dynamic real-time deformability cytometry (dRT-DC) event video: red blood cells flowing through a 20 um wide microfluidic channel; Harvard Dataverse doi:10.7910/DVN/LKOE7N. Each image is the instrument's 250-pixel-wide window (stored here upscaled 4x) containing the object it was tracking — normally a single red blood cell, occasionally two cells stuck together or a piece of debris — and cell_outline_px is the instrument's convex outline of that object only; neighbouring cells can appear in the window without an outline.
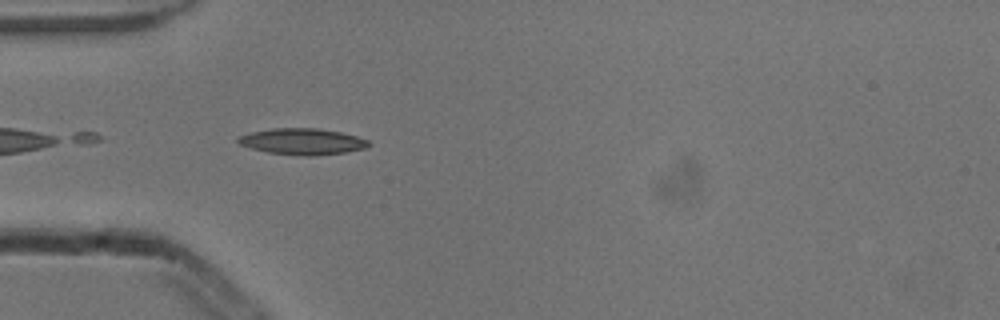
{"species": "common noctule bat (a hibernating species)", "species_latin": "Nyctalus noctula", "temperature_condition": "cold", "stored_images_in_passage": 2, "camera_frame_rate_fps": 3000, "um_per_image_px": 0.085, "animal": {"sex": "male", "body_mass_g": 13.3}, "frame": {"image": 1, "passage_image": 2, "time_ms": 0.333, "image_size_px": [1000, 320], "cell_outline_px": [[372, 144], [364, 148], [344, 152], [312, 156], [304, 156], [268, 152], [252, 148], [240, 144], [236, 140], [236, 136], [252, 132], [272, 128], [316, 128], [340, 132], [356, 136], [368, 140]], "centroid_in_image_um": [25.68, 12.02], "position_along_channel_um": 59.3, "area_um2": 19.83}}